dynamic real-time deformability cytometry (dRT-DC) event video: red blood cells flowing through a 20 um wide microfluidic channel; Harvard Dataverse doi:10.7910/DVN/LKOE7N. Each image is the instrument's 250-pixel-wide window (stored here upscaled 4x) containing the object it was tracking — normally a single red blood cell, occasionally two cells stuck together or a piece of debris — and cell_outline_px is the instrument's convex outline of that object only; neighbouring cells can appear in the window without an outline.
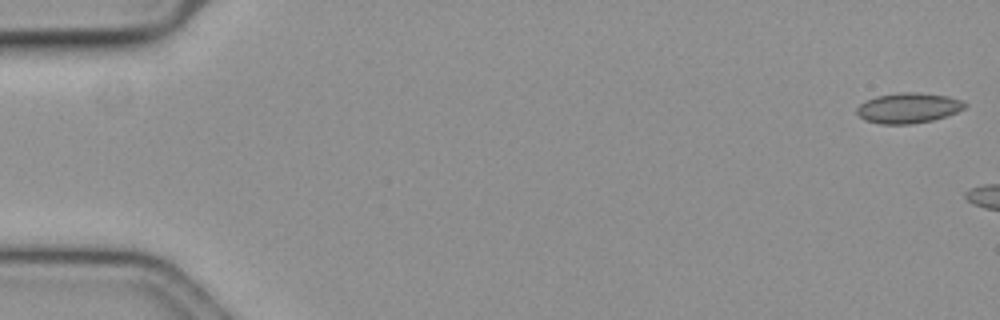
{"species": "common noctule bat (a hibernating species)", "species_latin": "Nyctalus noctula", "temperature_condition": "cold", "stored_images_in_passage": 6, "camera_frame_rate_fps": 3000, "um_per_image_px": 0.085, "animal": {"sex": "female", "body_mass_g": 19.3, "forearm_length_mm": 54.1}, "frame": {"image": 1, "passage_image": 1, "time_ms": 0.0, "image_size_px": [1000, 320], "cell_outline_px": [[968, 104], [964, 108], [948, 116], [932, 120], [912, 124], [880, 124], [864, 120], [856, 112], [856, 108], [864, 100], [876, 96], [900, 92], [916, 92], [948, 96], [960, 100]], "centroid_in_image_um": [77.18, 9.18], "position_along_channel_um": 7.8, "area_um2": 19.19}}